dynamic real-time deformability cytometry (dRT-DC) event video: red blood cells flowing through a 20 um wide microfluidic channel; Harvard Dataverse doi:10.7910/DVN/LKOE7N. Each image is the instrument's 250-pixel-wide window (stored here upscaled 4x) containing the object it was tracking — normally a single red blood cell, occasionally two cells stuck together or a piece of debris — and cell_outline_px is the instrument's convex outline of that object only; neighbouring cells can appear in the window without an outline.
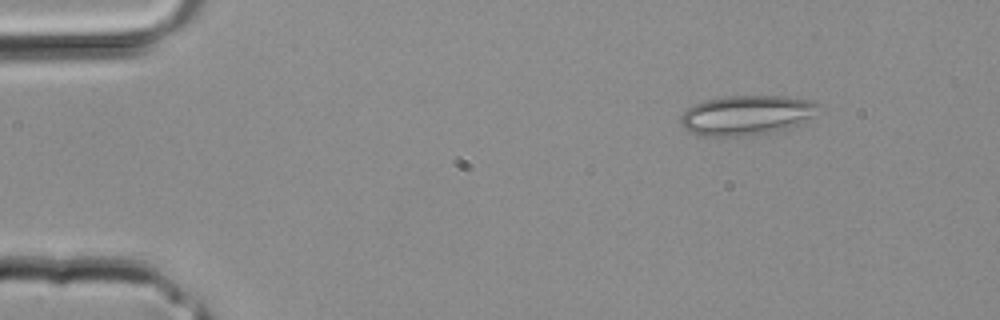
{"species": "common noctule bat (a hibernating species)", "species_latin": "Nyctalus noctula", "temperature_condition": "room temperature", "stored_images_in_passage": 2, "camera_frame_rate_fps": 3000, "um_per_image_px": 0.085, "animal": {"sex": "male", "body_mass_g": 20.4}, "frame": {"image": 1, "passage_image": 1, "time_ms": 0.0, "image_size_px": [1000, 320], "cell_outline_px": [[824, 112], [804, 124], [784, 132], [756, 136], [720, 140], [688, 132], [680, 124], [680, 116], [692, 104], [704, 100], [724, 96], [784, 96], [812, 100], [820, 104], [824, 108]], "centroid_in_image_um": [63.58, 9.86], "position_along_channel_um": 21.4, "area_um2": 34.45}}